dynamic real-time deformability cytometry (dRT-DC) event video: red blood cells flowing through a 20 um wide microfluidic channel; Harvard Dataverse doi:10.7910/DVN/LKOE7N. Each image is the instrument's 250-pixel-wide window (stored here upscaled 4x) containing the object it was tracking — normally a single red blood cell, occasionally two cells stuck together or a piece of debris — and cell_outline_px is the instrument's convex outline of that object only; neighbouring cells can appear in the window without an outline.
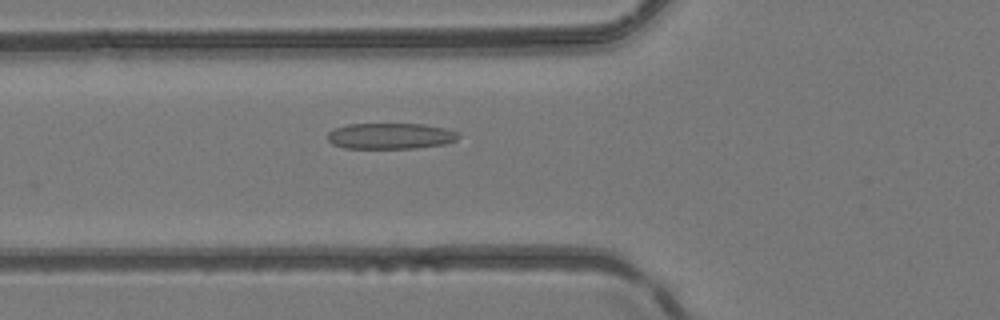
{"species": "common noctule bat (a hibernating species)", "species_latin": "Nyctalus noctula", "temperature_condition": "room temperature", "stored_images_in_passage": 36, "camera_frame_rate_fps": 3000, "um_per_image_px": 0.085, "animal": {"sex": "female", "body_mass_g": 24.6, "forearm_length_mm": 56.2}, "frame": {"image": 1, "passage_image": 4, "time_ms": 1.0, "image_size_px": [1000, 320], "cell_outline_px": [[460, 136], [456, 140], [444, 144], [416, 148], [344, 148], [332, 144], [328, 140], [328, 132], [336, 128], [348, 124], [424, 124], [444, 128], [456, 132]], "centroid_in_image_um": [33.18, 11.56], "position_along_channel_um": 92.6, "area_um2": 19.71}}
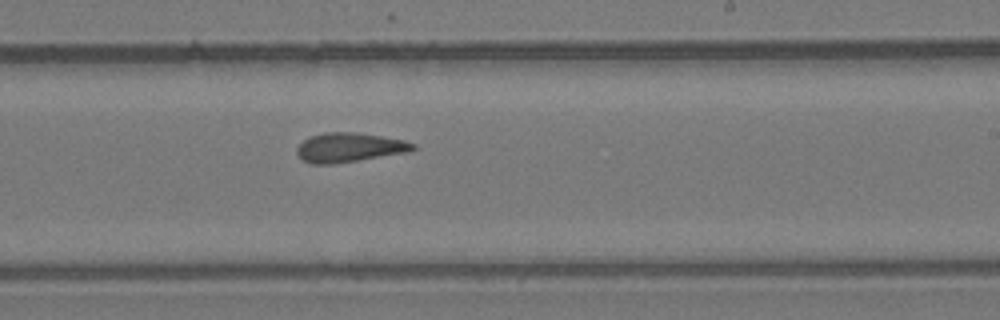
{"frame": {"image": 2, "passage_image": 16, "time_ms": 5.0, "image_size_px": [1000, 320], "cell_outline_px": [[416, 148], [408, 152], [332, 164], [312, 164], [300, 160], [296, 152], [296, 148], [304, 140], [312, 136], [324, 132], [356, 132], [404, 140], [416, 144]], "centroid_in_image_um": [29.66, 12.54], "position_along_channel_um": 259.3, "area_um2": 19.77}}
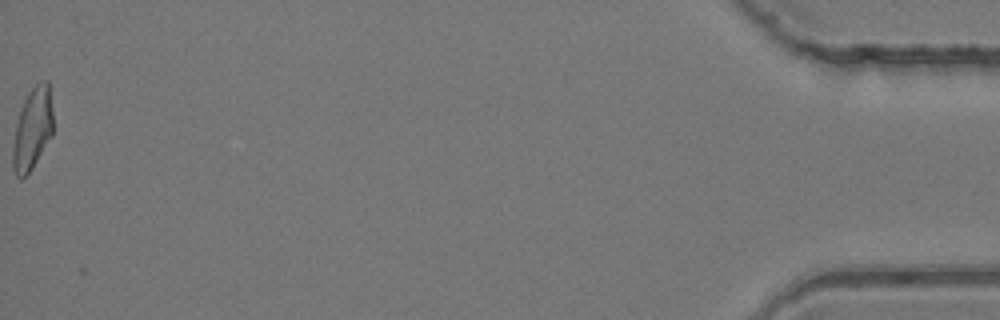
{"frame": {"image": 3, "passage_image": 36, "time_ms": 11.667, "image_size_px": [1000, 320], "cell_outline_px": [[52, 136], [32, 168], [20, 180], [16, 176], [12, 168], [12, 148], [16, 124], [20, 108], [28, 92], [40, 80], [48, 80], [52, 112]], "centroid_in_image_um": [2.74, 10.96], "position_along_channel_um": 432.5, "area_um2": 19.25}, "authors_computed_cell_mechanics": {"area_um2": 19.4208, "velocity_mm_per_s": 4.1628, "shape_relaxation_time_tau1_ms": null, "shape_relaxation_time_tau2_ms": 2.7748, "deformation_change_tau1": null, "deformation_change_tau2": 0.1243}}